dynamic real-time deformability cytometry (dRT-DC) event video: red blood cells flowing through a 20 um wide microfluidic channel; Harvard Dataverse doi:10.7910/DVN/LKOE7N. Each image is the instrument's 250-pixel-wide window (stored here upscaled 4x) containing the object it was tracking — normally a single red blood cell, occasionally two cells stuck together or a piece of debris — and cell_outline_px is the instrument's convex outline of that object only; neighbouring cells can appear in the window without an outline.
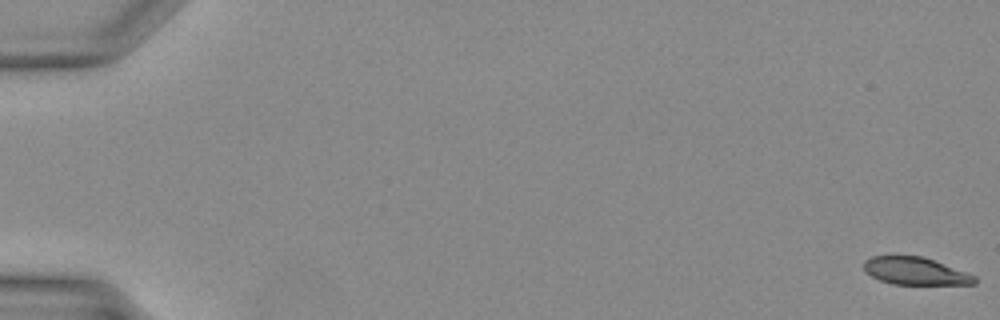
{"species": "Egyptian fruit bat (a non-hibernating species)", "species_latin": "Rousettus aegyptiacus", "temperature_condition": "warm", "stored_images_in_passage": 6, "camera_frame_rate_fps": 3000, "um_per_image_px": 0.085, "animal": {"sex": "female"}, "frame": {"image": 1, "passage_image": 1, "time_ms": 0.0, "image_size_px": [1000, 320], "cell_outline_px": [[976, 284], [892, 284], [880, 280], [864, 272], [864, 260], [872, 256], [924, 256], [976, 276]], "centroid_in_image_um": [77.78, 23.04], "position_along_channel_um": 7.2, "area_um2": 17.69}}